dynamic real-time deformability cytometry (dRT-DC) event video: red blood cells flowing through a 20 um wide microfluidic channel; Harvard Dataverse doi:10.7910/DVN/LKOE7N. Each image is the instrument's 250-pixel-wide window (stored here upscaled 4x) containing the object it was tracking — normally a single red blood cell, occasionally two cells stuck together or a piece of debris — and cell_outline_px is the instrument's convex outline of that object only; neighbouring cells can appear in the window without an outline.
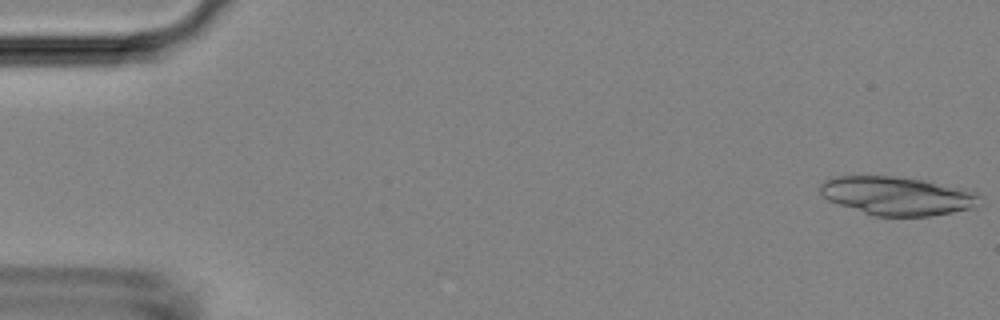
{"species": "Egyptian fruit bat (a non-hibernating species)", "species_latin": "Rousettus aegyptiacus", "temperature_condition": "room temperature", "stored_images_in_passage": 4, "camera_frame_rate_fps": 3000, "um_per_image_px": 0.085, "animal": {"sex": "female"}, "frame": {"image": 1, "passage_image": 1, "time_ms": 0.0, "image_size_px": [1000, 320], "cell_outline_px": [[984, 204], [976, 208], [928, 216], [872, 216], [828, 200], [820, 192], [820, 184], [824, 180], [836, 176], [892, 176], [924, 180], [964, 188], [980, 192], [984, 200]], "centroid_in_image_um": [76.37, 16.65], "position_along_channel_um": 8.6, "area_um2": 36.41}}